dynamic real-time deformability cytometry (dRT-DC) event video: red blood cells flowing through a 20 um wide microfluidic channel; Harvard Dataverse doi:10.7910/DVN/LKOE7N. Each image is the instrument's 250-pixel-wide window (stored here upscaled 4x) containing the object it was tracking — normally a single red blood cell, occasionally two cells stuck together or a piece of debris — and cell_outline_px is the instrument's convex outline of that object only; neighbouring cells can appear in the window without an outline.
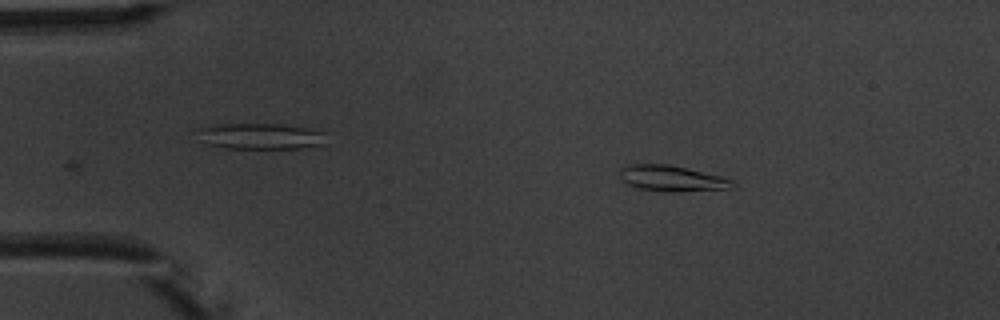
{"species": "common noctule bat (a hibernating species)", "species_latin": "Nyctalus noctula", "temperature_condition": "warm", "stored_images_in_passage": 5, "camera_frame_rate_fps": 3000, "um_per_image_px": 0.085, "animal": {"sex": "male", "body_mass_g": 20.1, "forearm_length_mm": 53.5}, "frame": {"image": 1, "passage_image": 5, "time_ms": 4.667, "image_size_px": [1000, 320], "cell_outline_px": [[736, 184], [732, 188], [676, 192], [672, 192], [640, 188], [628, 184], [620, 176], [620, 168], [628, 164], [668, 164], [720, 176], [732, 180]], "centroid_in_image_um": [57.11, 15.16], "position_along_channel_um": 27.9, "area_um2": 16.7}}